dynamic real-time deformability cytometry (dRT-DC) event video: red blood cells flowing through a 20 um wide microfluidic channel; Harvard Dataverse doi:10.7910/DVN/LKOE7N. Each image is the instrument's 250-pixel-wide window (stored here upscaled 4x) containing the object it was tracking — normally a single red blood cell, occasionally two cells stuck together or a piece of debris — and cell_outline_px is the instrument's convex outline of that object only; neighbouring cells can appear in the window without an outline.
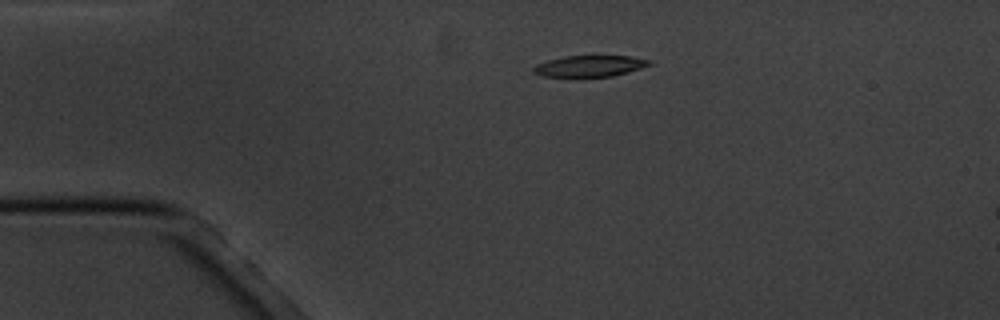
{"species": "common noctule bat (a hibernating species)", "species_latin": "Nyctalus noctula", "temperature_condition": "cold", "stored_images_in_passage": 3, "camera_frame_rate_fps": 3000, "um_per_image_px": 0.085, "animal": {"sex": "male", "body_mass_g": 20.1, "forearm_length_mm": 53.5}, "frame": {"image": 1, "passage_image": 1, "time_ms": 0.0, "image_size_px": [1000, 320], "cell_outline_px": [[652, 64], [628, 72], [612, 76], [580, 80], [576, 80], [540, 76], [532, 72], [532, 68], [536, 64], [548, 60], [564, 56], [632, 56], [652, 60]], "centroid_in_image_um": [50.04, 5.67], "position_along_channel_um": 35.0, "area_um2": 15.37}}